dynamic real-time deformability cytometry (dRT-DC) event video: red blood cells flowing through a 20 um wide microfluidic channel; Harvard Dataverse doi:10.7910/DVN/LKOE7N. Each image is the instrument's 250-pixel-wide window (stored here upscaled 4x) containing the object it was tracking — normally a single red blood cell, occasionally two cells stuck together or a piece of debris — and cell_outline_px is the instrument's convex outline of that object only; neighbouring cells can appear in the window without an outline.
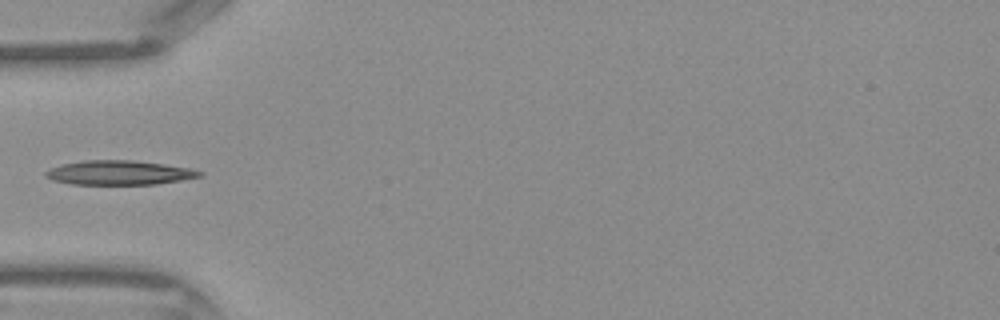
{"species": "Egyptian fruit bat (a non-hibernating species)", "species_latin": "Rousettus aegyptiacus", "temperature_condition": "warm", "stored_images_in_passage": 30, "camera_frame_rate_fps": 3000, "um_per_image_px": 0.085, "frame": {"image": 1, "passage_image": 1, "time_ms": 0.0, "image_size_px": [1000, 320], "cell_outline_px": [[204, 172], [200, 176], [180, 180], [156, 184], [72, 184], [52, 180], [44, 176], [44, 172], [52, 168], [64, 164], [84, 160], [132, 160], [164, 164], [192, 168]], "centroid_in_image_um": [10.13, 14.67], "position_along_channel_um": 74.9, "area_um2": 21.68}}
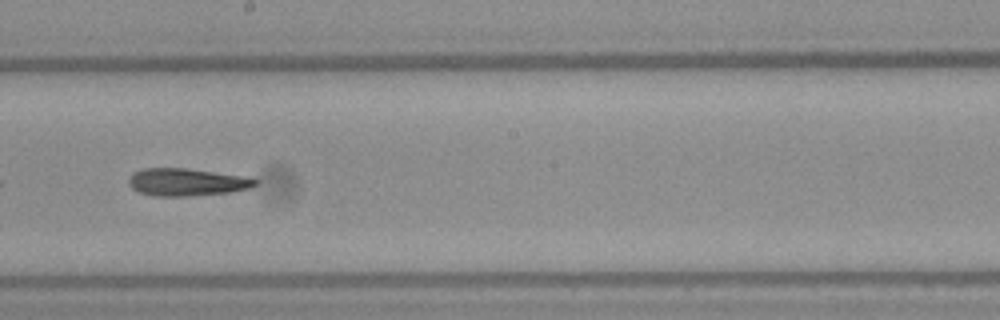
{"frame": {"image": 2, "passage_image": 11, "time_ms": 3.333, "image_size_px": [1000, 320], "cell_outline_px": [[260, 180], [256, 184], [248, 188], [232, 192], [188, 196], [152, 196], [140, 192], [132, 188], [128, 184], [128, 180], [132, 172], [144, 168], [184, 168], [244, 176]], "centroid_in_image_um": [15.84, 15.48], "position_along_channel_um": 232.4, "area_um2": 20.29}}
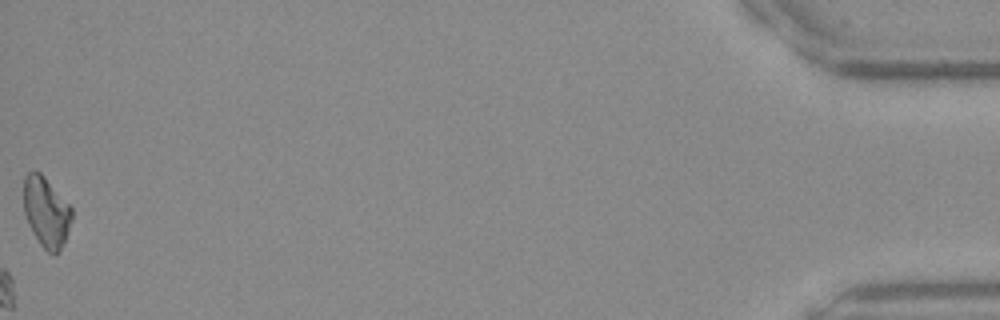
{"frame": {"image": 3, "passage_image": 30, "time_ms": 9.667, "image_size_px": [1000, 320], "cell_outline_px": [[72, 220], [64, 240], [60, 248], [56, 252], [48, 252], [40, 244], [32, 232], [28, 224], [24, 212], [24, 176], [28, 172], [40, 172], [44, 176], [72, 208]], "centroid_in_image_um": [3.91, 17.99], "position_along_channel_um": 431.3, "area_um2": 19.31}}